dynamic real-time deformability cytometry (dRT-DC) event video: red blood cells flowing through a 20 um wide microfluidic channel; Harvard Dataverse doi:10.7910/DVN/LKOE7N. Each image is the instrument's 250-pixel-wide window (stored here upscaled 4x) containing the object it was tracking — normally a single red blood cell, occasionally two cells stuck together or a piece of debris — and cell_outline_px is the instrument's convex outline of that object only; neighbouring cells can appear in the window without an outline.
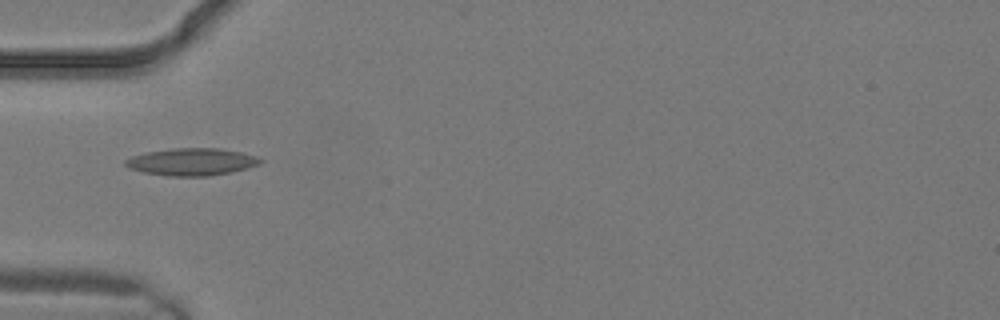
{"species": "common noctule bat (a hibernating species)", "species_latin": "Nyctalus noctula", "temperature_condition": "warm", "stored_images_in_passage": 2, "camera_frame_rate_fps": 3000, "um_per_image_px": 0.085, "animal": {"sex": "male", "body_mass_g": 19.2, "forearm_length_mm": 51.8}, "frame": {"image": 1, "passage_image": 2, "time_ms": 0.333, "image_size_px": [1000, 320], "cell_outline_px": [[264, 160], [260, 164], [248, 168], [232, 172], [208, 176], [168, 176], [144, 172], [128, 168], [124, 164], [124, 160], [132, 156], [148, 152], [172, 148], [216, 148], [240, 152], [256, 156]], "centroid_in_image_um": [16.3, 13.76], "position_along_channel_um": 68.7, "area_um2": 21.44}}